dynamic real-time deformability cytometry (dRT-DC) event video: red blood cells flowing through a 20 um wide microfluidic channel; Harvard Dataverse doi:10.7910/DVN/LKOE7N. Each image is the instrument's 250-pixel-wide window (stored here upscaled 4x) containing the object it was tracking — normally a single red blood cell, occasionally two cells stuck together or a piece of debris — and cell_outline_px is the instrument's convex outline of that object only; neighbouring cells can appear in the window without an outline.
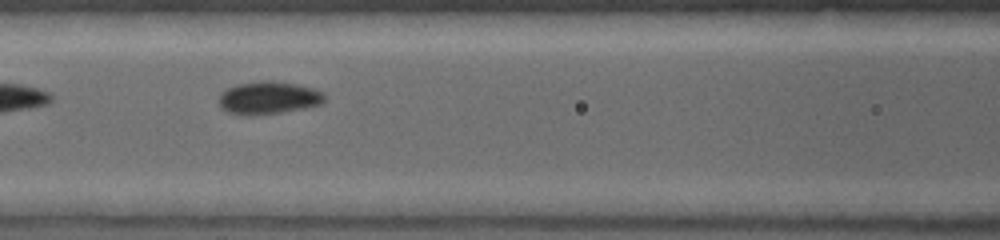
{"species": "common noctule bat (a hibernating species)", "species_latin": "Nyctalus noctula", "temperature_condition": "warm", "stored_images_in_passage": 20, "camera_frame_rate_fps": 5000, "um_per_image_px": 0.085, "animal": {"sex": "female", "body_mass_g": 19.0, "forearm_length_mm": 53.3}, "frame": {"image": 1, "passage_image": 6, "time_ms": 1.8, "image_size_px": [1000, 240], "cell_outline_px": [[324, 104], [304, 108], [280, 112], [252, 116], [244, 116], [228, 112], [220, 108], [216, 100], [220, 92], [236, 84], [264, 80], [272, 80], [296, 84], [316, 88], [324, 92]], "centroid_in_image_um": [22.79, 8.31], "position_along_channel_um": 143.8, "area_um2": 20.69}}
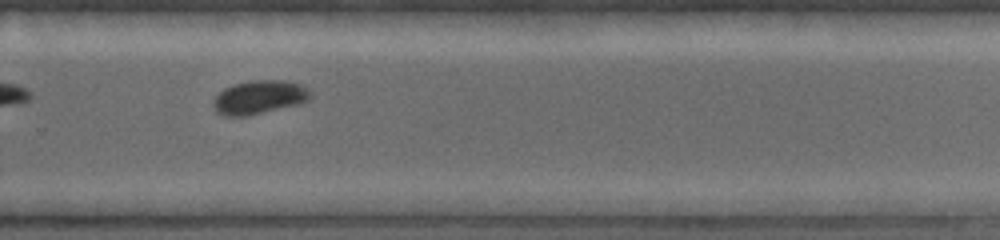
{"frame": {"image": 2, "passage_image": 12, "time_ms": 4.2, "image_size_px": [1000, 240], "cell_outline_px": [[312, 92], [308, 100], [300, 104], [244, 116], [224, 116], [216, 112], [212, 108], [212, 100], [224, 88], [232, 84], [252, 80], [284, 80], [300, 84]], "centroid_in_image_um": [22.0, 8.26], "position_along_channel_um": 307.8, "area_um2": 19.13}}